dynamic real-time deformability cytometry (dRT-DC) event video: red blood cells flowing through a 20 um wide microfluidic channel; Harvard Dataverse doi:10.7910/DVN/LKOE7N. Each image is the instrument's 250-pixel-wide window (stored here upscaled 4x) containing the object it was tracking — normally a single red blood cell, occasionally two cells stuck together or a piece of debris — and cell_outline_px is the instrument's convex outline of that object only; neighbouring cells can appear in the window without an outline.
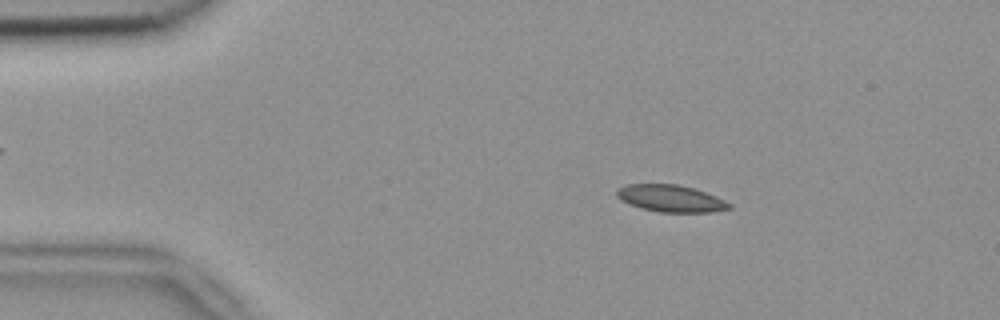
{"species": "common noctule bat (a hibernating species)", "species_latin": "Nyctalus noctula", "temperature_condition": "room temperature", "stored_images_in_passage": 5, "camera_frame_rate_fps": 3000, "um_per_image_px": 0.085, "animal": {"sex": "female", "body_mass_g": 18.4}, "frame": {"image": 1, "passage_image": 2, "time_ms": 0.333, "image_size_px": [1000, 320], "cell_outline_px": [[732, 208], [712, 212], [660, 212], [640, 208], [628, 204], [620, 200], [616, 196], [616, 188], [624, 184], [676, 184], [692, 188], [716, 196], [732, 204]], "centroid_in_image_um": [56.96, 16.87], "position_along_channel_um": 28.0, "area_um2": 17.8}}
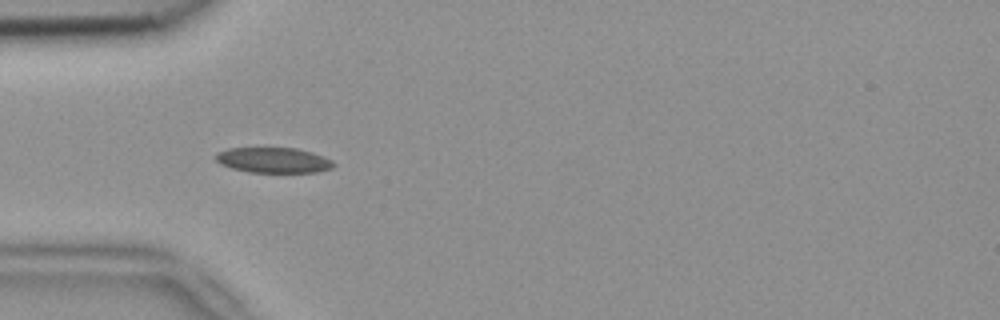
{"frame": {"image": 2, "passage_image": 4, "time_ms": 1.0, "image_size_px": [1000, 320], "cell_outline_px": [[336, 164], [332, 168], [316, 172], [248, 172], [232, 168], [220, 164], [216, 160], [216, 152], [228, 148], [296, 148], [312, 152], [332, 160]], "centroid_in_image_um": [23.24, 13.61], "position_along_channel_um": 61.8, "area_um2": 17.4}}